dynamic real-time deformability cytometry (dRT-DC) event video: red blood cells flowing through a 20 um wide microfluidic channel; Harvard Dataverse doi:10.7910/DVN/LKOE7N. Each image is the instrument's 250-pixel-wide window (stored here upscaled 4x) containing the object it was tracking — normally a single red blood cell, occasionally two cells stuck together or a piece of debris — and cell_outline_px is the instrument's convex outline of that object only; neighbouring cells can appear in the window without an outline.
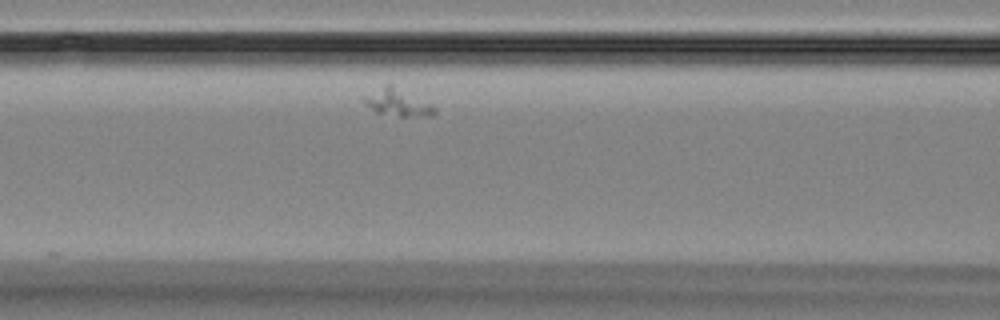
{"species": "Egyptian fruit bat (a non-hibernating species)", "species_latin": "Rousettus aegyptiacus", "temperature_condition": "room temperature", "stored_images_in_passage": 3, "camera_frame_rate_fps": 3000, "um_per_image_px": 0.085, "animal": {"sex": "female"}, "frame": {"image": 1, "passage_image": 3, "time_ms": 2.333, "image_size_px": [1000, 320], "cell_outline_px": [[436, 112], [432, 116], [400, 116], [376, 112], [364, 104], [360, 96], [384, 84], [392, 84], [436, 108]], "centroid_in_image_um": [33.69, 8.69], "position_along_channel_um": 132.9, "area_um2": 11.16}}